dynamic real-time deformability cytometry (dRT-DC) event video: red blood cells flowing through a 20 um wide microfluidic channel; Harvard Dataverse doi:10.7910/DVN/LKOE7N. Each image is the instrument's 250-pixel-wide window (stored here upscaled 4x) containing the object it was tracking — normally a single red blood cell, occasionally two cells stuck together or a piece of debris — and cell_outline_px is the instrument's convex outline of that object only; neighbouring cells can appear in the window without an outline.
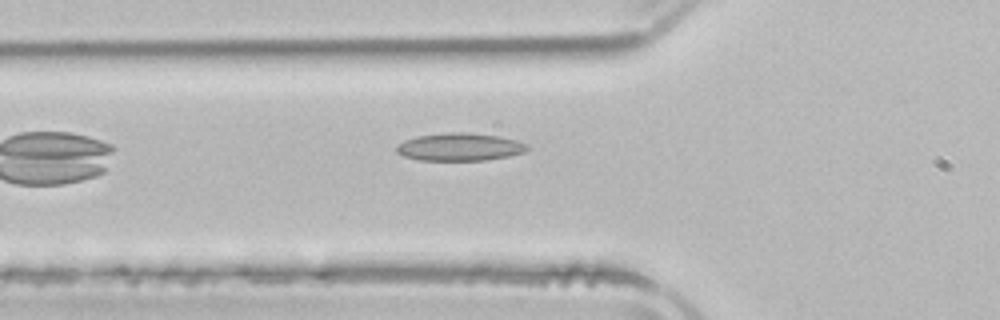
{"species": "common noctule bat (a hibernating species)", "species_latin": "Nyctalus noctula", "temperature_condition": "room temperature", "stored_images_in_passage": 4, "camera_frame_rate_fps": 3000, "um_per_image_px": 0.085, "animal": {"sex": "male", "body_mass_g": 21.5, "forearm_length_mm": 52.0}, "frame": {"image": 1, "passage_image": 4, "time_ms": 4.0, "image_size_px": [1000, 320], "cell_outline_px": [[528, 148], [524, 152], [508, 156], [488, 160], [420, 160], [404, 156], [396, 152], [396, 148], [404, 140], [416, 136], [448, 132], [464, 132], [500, 136], [516, 140], [528, 144]], "centroid_in_image_um": [39.09, 12.48], "position_along_channel_um": 86.7, "area_um2": 21.1}}